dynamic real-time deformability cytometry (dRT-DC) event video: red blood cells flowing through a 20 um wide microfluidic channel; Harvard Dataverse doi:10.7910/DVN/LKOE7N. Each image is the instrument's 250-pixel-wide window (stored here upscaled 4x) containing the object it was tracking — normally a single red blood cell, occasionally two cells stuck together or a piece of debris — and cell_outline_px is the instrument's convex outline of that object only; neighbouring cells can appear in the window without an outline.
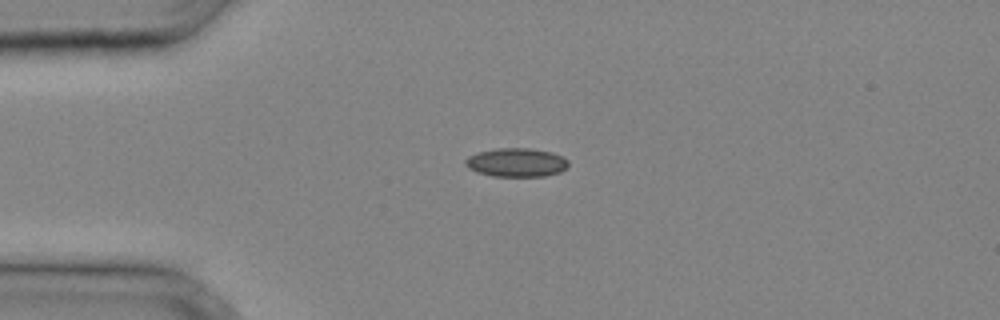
{"species": "common noctule bat (a hibernating species)", "species_latin": "Nyctalus noctula", "temperature_condition": "cold", "stored_images_in_passage": 26, "camera_frame_rate_fps": 3000, "um_per_image_px": 0.085, "animal": {"sex": "male", "body_mass_g": 20.4}, "frame": {"image": 1, "passage_image": 1, "time_ms": 0.0, "image_size_px": [1000, 320], "cell_outline_px": [[568, 168], [560, 172], [544, 176], [492, 176], [476, 172], [468, 168], [464, 164], [464, 160], [468, 156], [480, 152], [496, 148], [528, 148], [552, 152], [564, 156], [568, 160]], "centroid_in_image_um": [43.91, 13.81], "position_along_channel_um": 41.1, "area_um2": 17.4}}
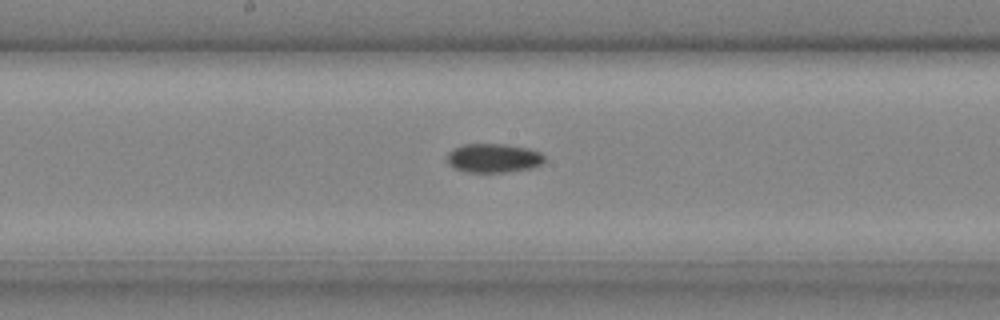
{"frame": {"image": 2, "passage_image": 11, "time_ms": 3.333, "image_size_px": [1000, 320], "cell_outline_px": [[544, 164], [532, 168], [504, 172], [468, 172], [456, 168], [448, 164], [448, 152], [452, 148], [464, 144], [504, 144], [528, 148], [540, 152], [544, 156]], "centroid_in_image_um": [41.96, 13.43], "position_along_channel_um": 206.2, "area_um2": 16.47}}
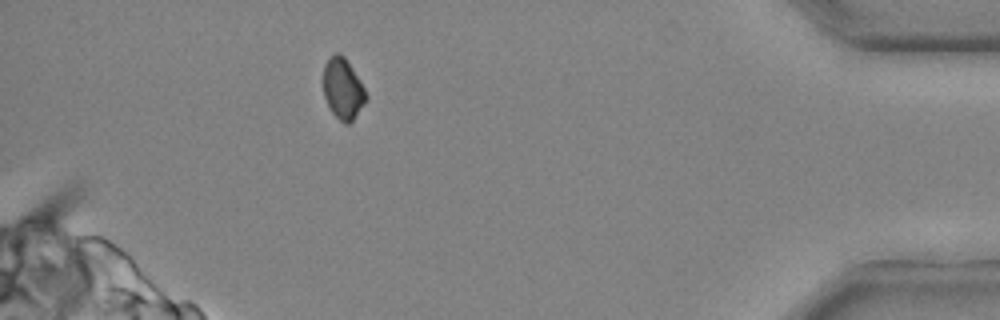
{"frame": {"image": 3, "passage_image": 24, "time_ms": 7.667, "image_size_px": [1000, 320], "cell_outline_px": [[368, 96], [364, 104], [352, 120], [348, 124], [344, 124], [332, 112], [324, 96], [324, 64], [336, 52], [340, 52], [344, 56], [360, 80]], "centroid_in_image_um": [29.15, 7.53], "position_along_channel_um": 406.0, "area_um2": 14.91}}